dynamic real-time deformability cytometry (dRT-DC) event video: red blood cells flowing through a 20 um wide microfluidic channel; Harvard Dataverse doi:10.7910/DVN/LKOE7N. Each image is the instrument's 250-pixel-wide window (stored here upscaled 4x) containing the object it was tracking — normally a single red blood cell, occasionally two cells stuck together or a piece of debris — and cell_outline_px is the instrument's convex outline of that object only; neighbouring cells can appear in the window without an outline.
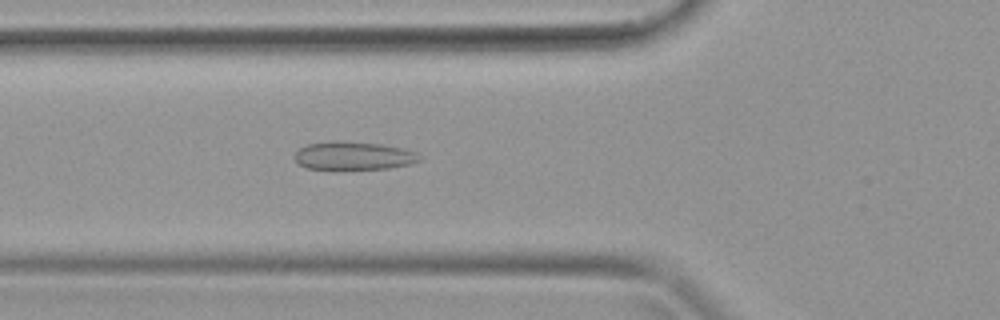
{"species": "common noctule bat (a hibernating species)", "species_latin": "Nyctalus noctula", "temperature_condition": "warm", "stored_images_in_passage": 39, "camera_frame_rate_fps": 3000, "um_per_image_px": 0.085, "animal": {"sex": "female", "body_mass_g": 19.9}, "frame": {"image": 1, "passage_image": 14, "time_ms": 4.333, "image_size_px": [1000, 320], "cell_outline_px": [[420, 160], [408, 164], [388, 168], [308, 168], [300, 164], [296, 160], [296, 152], [300, 148], [308, 144], [332, 140], [344, 140], [380, 144], [404, 148], [416, 152], [420, 156]], "centroid_in_image_um": [30.07, 13.2], "position_along_channel_um": 95.7, "area_um2": 20.17}}
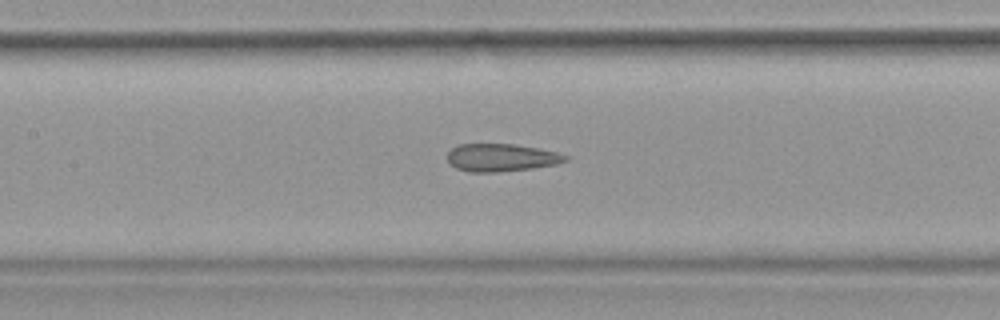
{"frame": {"image": 2, "passage_image": 18, "time_ms": 5.667, "image_size_px": [1000, 320], "cell_outline_px": [[568, 160], [556, 164], [532, 168], [496, 172], [468, 172], [456, 168], [448, 164], [448, 152], [452, 148], [460, 144], [512, 144], [536, 148], [556, 152], [568, 156]], "centroid_in_image_um": [42.57, 13.4], "position_along_channel_um": 164.8, "area_um2": 18.96}}
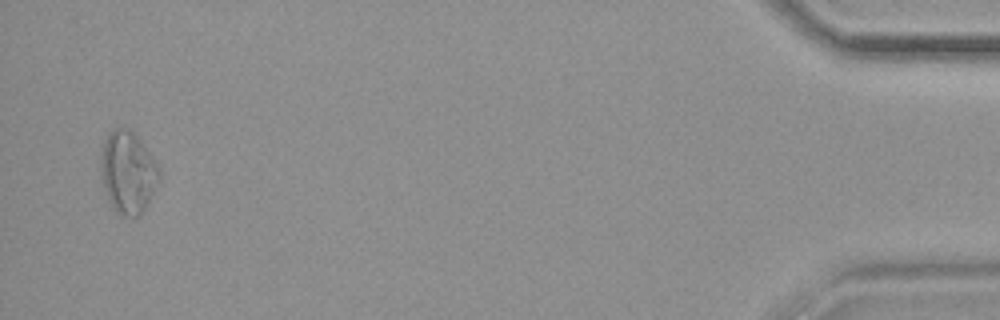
{"frame": {"image": 3, "passage_image": 38, "time_ms": 12.333, "image_size_px": [1000, 320], "cell_outline_px": [[160, 180], [148, 204], [136, 216], [120, 216], [112, 208], [108, 200], [100, 176], [100, 152], [104, 140], [108, 132], [112, 128], [128, 128], [136, 132], [160, 168]], "centroid_in_image_um": [10.85, 14.61], "position_along_channel_um": 424.3, "area_um2": 28.61}}